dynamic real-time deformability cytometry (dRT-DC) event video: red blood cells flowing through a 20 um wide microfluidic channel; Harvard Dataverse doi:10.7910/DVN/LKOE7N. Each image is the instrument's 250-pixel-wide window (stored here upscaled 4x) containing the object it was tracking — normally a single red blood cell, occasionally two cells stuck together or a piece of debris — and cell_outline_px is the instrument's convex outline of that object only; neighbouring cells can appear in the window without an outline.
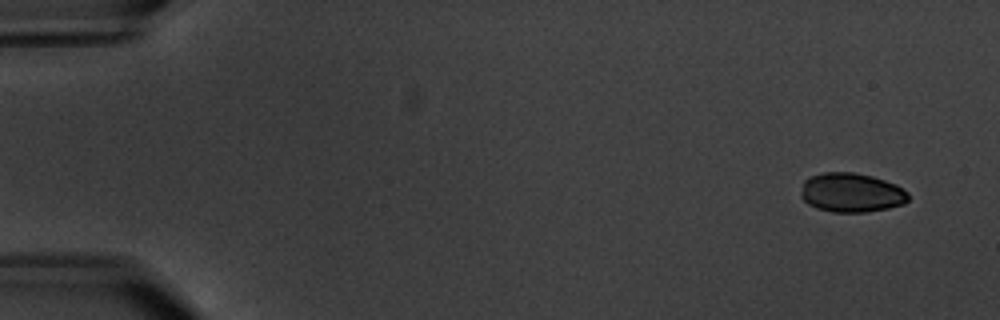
{"species": "common noctule bat (a hibernating species)", "species_latin": "Nyctalus noctula", "temperature_condition": "warm", "stored_images_in_passage": 5, "camera_frame_rate_fps": 3000, "um_per_image_px": 0.085, "animal": {"sex": "male", "body_mass_g": 20.1, "forearm_length_mm": 53.5}, "frame": {"image": 1, "passage_image": 1, "time_ms": 0.0, "image_size_px": [1000, 320], "cell_outline_px": [[908, 200], [904, 204], [888, 208], [864, 212], [832, 212], [816, 208], [808, 204], [800, 196], [800, 192], [804, 180], [812, 176], [824, 172], [856, 172], [872, 176], [896, 184], [908, 192]], "centroid_in_image_um": [72.36, 16.37], "position_along_channel_um": 12.6, "area_um2": 24.68}}
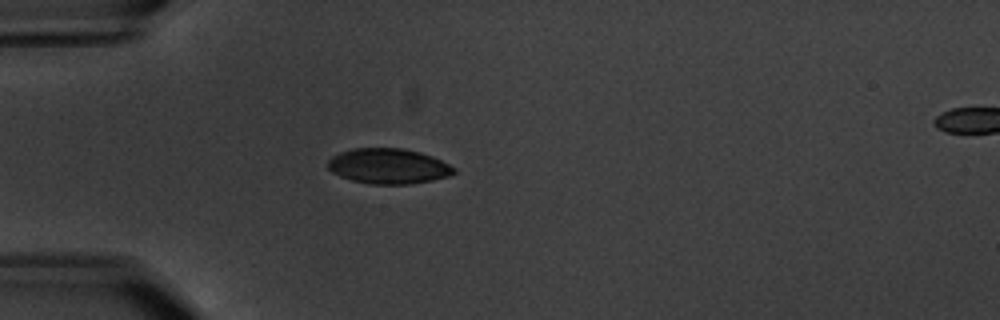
{"frame": {"image": 2, "passage_image": 5, "time_ms": 4.667, "image_size_px": [1000, 320], "cell_outline_px": [[456, 172], [448, 176], [432, 180], [408, 184], [368, 184], [352, 180], [340, 176], [332, 172], [328, 168], [328, 160], [332, 156], [340, 152], [352, 148], [404, 148], [420, 152], [432, 156], [456, 168]], "centroid_in_image_um": [33.0, 14.12], "position_along_channel_um": 52.0, "area_um2": 25.95}}